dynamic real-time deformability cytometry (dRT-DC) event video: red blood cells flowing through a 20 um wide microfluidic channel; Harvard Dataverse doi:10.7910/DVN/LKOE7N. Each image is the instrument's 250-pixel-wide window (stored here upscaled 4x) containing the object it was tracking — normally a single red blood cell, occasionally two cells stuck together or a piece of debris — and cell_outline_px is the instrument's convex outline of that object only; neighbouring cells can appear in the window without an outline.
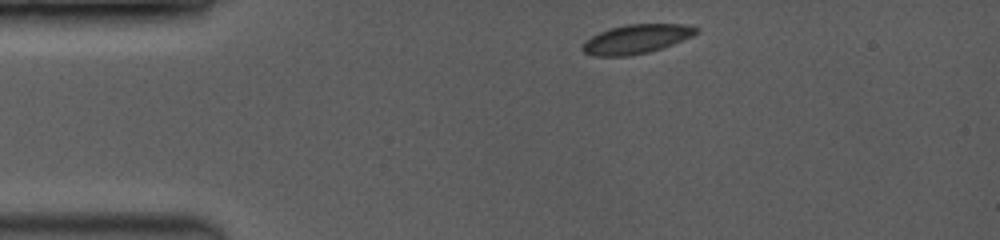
{"species": "common noctule bat (a hibernating species)", "species_latin": "Nyctalus noctula", "temperature_condition": "room temperature", "stored_images_in_passage": 29, "camera_frame_rate_fps": 3500, "um_per_image_px": 0.085, "animal": {"sex": "female", "body_mass_g": 19.0, "forearm_length_mm": 53.3}, "frame": {"image": 1, "passage_image": 1, "time_ms": 0.0, "image_size_px": [1000, 240], "cell_outline_px": [[700, 32], [692, 36], [672, 44], [648, 52], [628, 56], [592, 56], [584, 52], [580, 48], [592, 36], [600, 32], [612, 28], [628, 24], [680, 24], [700, 28]], "centroid_in_image_um": [54.1, 3.32], "position_along_channel_um": 30.9, "area_um2": 19.02}}
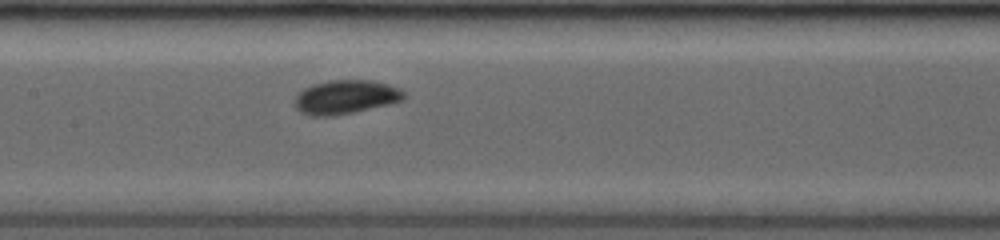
{"frame": {"image": 2, "passage_image": 13, "time_ms": 4.857, "image_size_px": [1000, 240], "cell_outline_px": [[404, 100], [392, 104], [332, 116], [308, 116], [300, 112], [296, 108], [296, 96], [304, 88], [312, 84], [328, 80], [372, 80], [388, 84], [400, 88], [404, 92]], "centroid_in_image_um": [29.4, 8.24], "position_along_channel_um": 178.0, "area_um2": 21.68}}
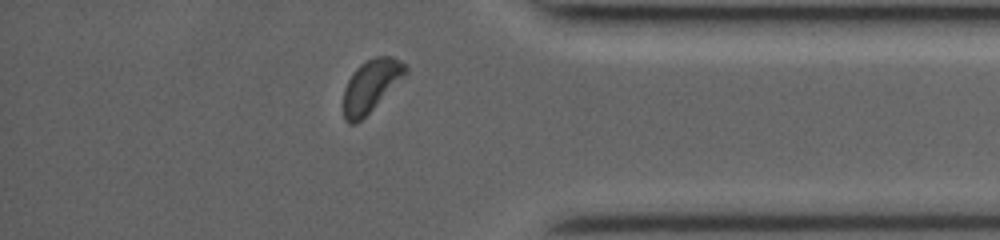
{"frame": {"image": 3, "passage_image": 25, "time_ms": 10.571, "image_size_px": [1000, 240], "cell_outline_px": [[408, 72], [356, 124], [348, 124], [344, 120], [344, 88], [348, 80], [356, 68], [360, 64], [376, 56], [392, 56], [400, 60], [408, 68]], "centroid_in_image_um": [31.51, 7.27], "position_along_channel_um": 403.7, "area_um2": 18.44}, "authors_computed_cell_mechanics": {"area_um2": 19.7098, "velocity_mm_per_s": 4.0755, "shape_relaxation_time_tau1_ms": 1.4759, "shape_relaxation_time_tau2_ms": null, "deformation_change_tau1": 0.0792, "deformation_change_tau2": null}}